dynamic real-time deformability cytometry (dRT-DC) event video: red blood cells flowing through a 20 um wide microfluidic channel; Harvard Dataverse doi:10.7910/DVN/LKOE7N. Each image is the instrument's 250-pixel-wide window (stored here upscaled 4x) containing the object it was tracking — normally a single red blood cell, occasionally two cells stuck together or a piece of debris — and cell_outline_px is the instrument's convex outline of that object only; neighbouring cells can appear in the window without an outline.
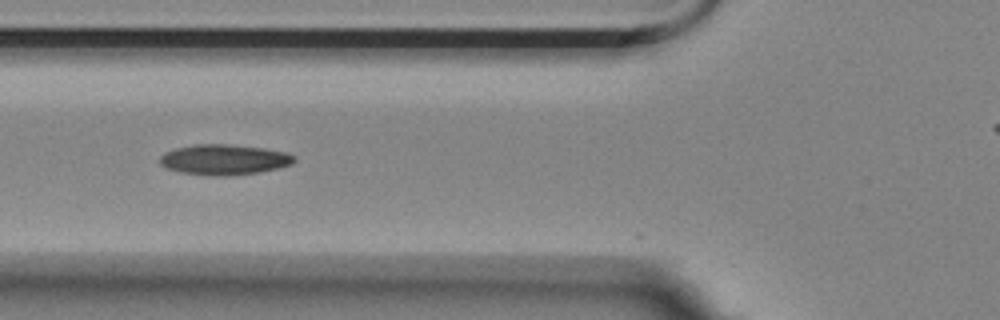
{"species": "Egyptian fruit bat (a non-hibernating species)", "species_latin": "Rousettus aegyptiacus", "temperature_condition": "room temperature", "stored_images_in_passage": 8, "camera_frame_rate_fps": 3000, "um_per_image_px": 0.085, "animal": {"sex": "female"}, "frame": {"image": 1, "passage_image": 3, "time_ms": 0.667, "image_size_px": [1000, 320], "cell_outline_px": [[296, 160], [292, 164], [276, 168], [256, 172], [220, 176], [180, 172], [168, 168], [160, 164], [160, 156], [164, 152], [176, 148], [192, 144], [228, 144], [264, 148], [288, 152], [296, 156]], "centroid_in_image_um": [19.06, 13.54], "position_along_channel_um": 106.7, "area_um2": 23.64}}
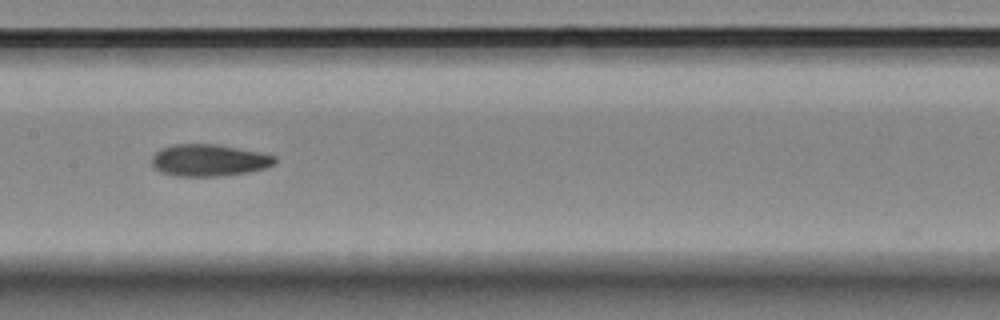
{"frame": {"image": 2, "passage_image": 5, "time_ms": 1.333, "image_size_px": [1000, 320], "cell_outline_px": [[276, 160], [272, 164], [264, 168], [248, 172], [216, 176], [176, 176], [160, 172], [152, 164], [152, 156], [160, 148], [172, 144], [216, 144], [260, 152], [276, 156]], "centroid_in_image_um": [17.72, 13.61], "position_along_channel_um": 189.7, "area_um2": 22.77}}
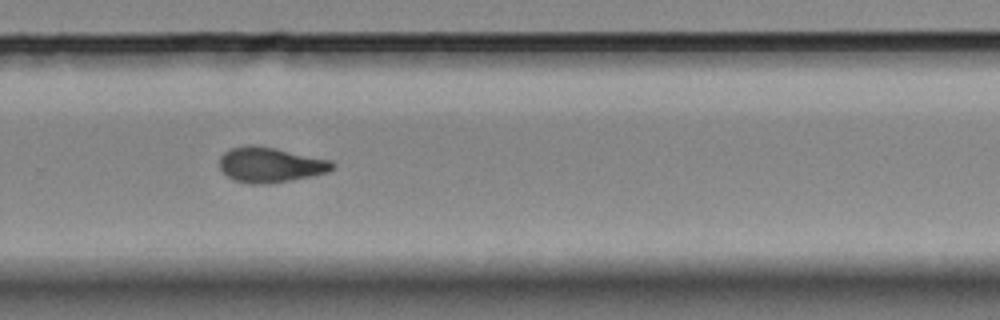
{"frame": {"image": 3, "passage_image": 8, "time_ms": 2.333, "image_size_px": [1000, 320], "cell_outline_px": [[336, 164], [328, 172], [312, 176], [272, 184], [252, 184], [232, 180], [220, 168], [220, 156], [224, 152], [232, 148], [252, 144], [276, 148], [332, 160]], "centroid_in_image_um": [22.99, 14.01], "position_along_channel_um": 306.8, "area_um2": 23.29}}